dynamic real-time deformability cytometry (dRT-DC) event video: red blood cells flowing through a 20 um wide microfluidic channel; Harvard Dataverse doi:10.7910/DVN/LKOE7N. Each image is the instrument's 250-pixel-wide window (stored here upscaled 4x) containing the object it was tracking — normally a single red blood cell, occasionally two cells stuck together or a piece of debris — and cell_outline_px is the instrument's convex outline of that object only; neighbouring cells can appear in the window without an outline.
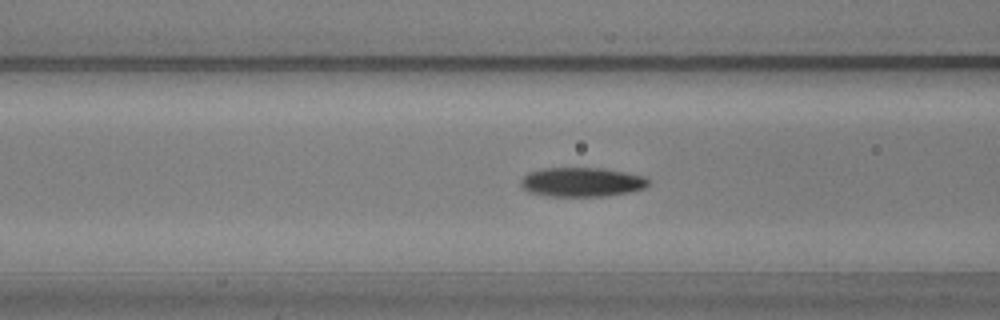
{"species": "common noctule bat (a hibernating species)", "species_latin": "Nyctalus noctula", "temperature_condition": "warm", "stored_images_in_passage": 52, "camera_frame_rate_fps": 3000, "um_per_image_px": 0.085, "animal": {"sex": "male", "body_mass_g": 20.5, "forearm_length_mm": 52.5}, "frame": {"image": 1, "passage_image": 20, "time_ms": 6.333, "image_size_px": [1000, 320], "cell_outline_px": [[652, 184], [644, 188], [628, 192], [604, 196], [548, 196], [528, 192], [520, 184], [520, 180], [528, 172], [540, 168], [604, 168], [644, 176], [652, 180]], "centroid_in_image_um": [49.47, 15.47], "position_along_channel_um": 117.1, "area_um2": 21.96}}
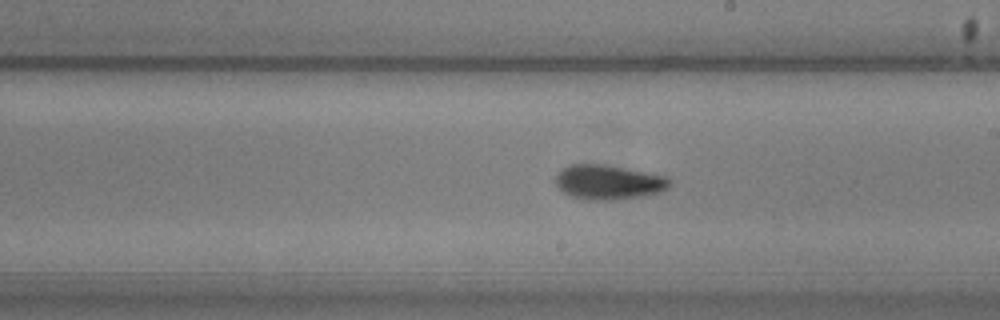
{"frame": {"image": 2, "passage_image": 30, "time_ms": 9.667, "image_size_px": [1000, 320], "cell_outline_px": [[672, 180], [668, 188], [660, 192], [644, 196], [612, 200], [588, 200], [572, 196], [564, 192], [556, 184], [556, 172], [568, 164], [604, 164], [668, 176]], "centroid_in_image_um": [51.74, 15.47], "position_along_channel_um": 237.3, "area_um2": 23.18}}
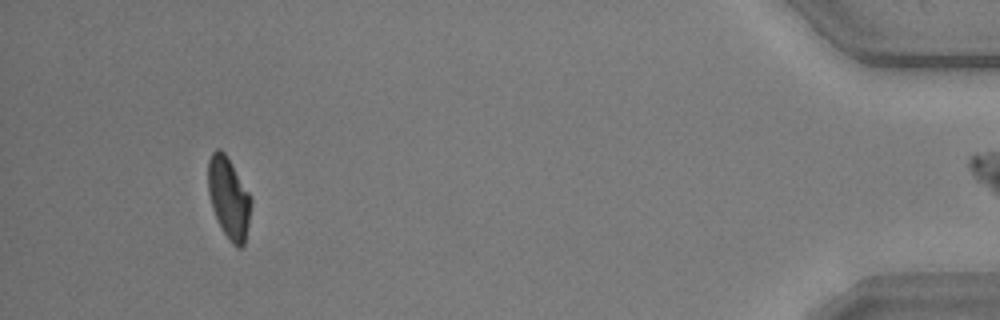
{"frame": {"image": 3, "passage_image": 51, "time_ms": 16.667, "image_size_px": [1000, 320], "cell_outline_px": [[252, 200], [248, 224], [244, 244], [240, 248], [236, 248], [228, 240], [212, 208], [208, 192], [208, 160], [212, 152], [216, 148], [220, 148], [224, 152], [252, 196]], "centroid_in_image_um": [19.45, 16.81], "position_along_channel_um": 415.8, "area_um2": 20.29}}